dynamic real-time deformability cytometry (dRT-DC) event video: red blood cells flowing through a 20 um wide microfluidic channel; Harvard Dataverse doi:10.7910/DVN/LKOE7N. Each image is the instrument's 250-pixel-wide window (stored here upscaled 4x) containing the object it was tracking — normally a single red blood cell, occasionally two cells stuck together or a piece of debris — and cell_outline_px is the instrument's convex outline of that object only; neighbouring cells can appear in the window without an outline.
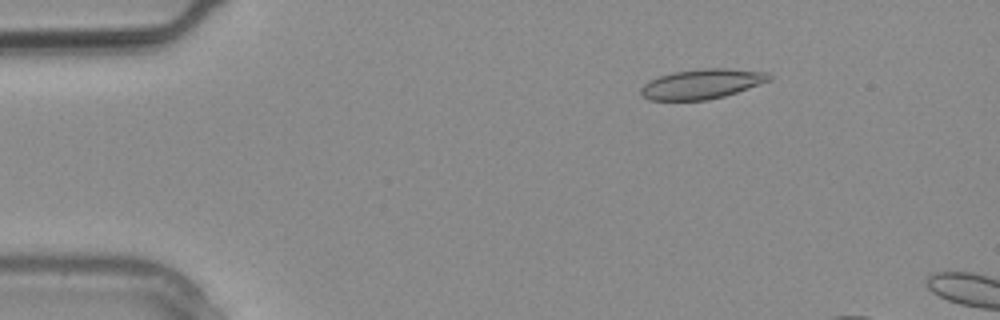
{"species": "common noctule bat (a hibernating species)", "species_latin": "Nyctalus noctula", "temperature_condition": "warm", "stored_images_in_passage": 7, "camera_frame_rate_fps": 3000, "um_per_image_px": 0.085, "animal": {"sex": "male", "body_mass_g": 20.4}, "frame": {"image": 1, "passage_image": 5, "time_ms": 1.333, "image_size_px": [1000, 320], "cell_outline_px": [[772, 80], [724, 96], [708, 100], [648, 100], [640, 92], [640, 88], [644, 84], [660, 76], [672, 72], [700, 68], [728, 68], [768, 72], [772, 76]], "centroid_in_image_um": [59.69, 7.13], "position_along_channel_um": 25.3, "area_um2": 22.31}}